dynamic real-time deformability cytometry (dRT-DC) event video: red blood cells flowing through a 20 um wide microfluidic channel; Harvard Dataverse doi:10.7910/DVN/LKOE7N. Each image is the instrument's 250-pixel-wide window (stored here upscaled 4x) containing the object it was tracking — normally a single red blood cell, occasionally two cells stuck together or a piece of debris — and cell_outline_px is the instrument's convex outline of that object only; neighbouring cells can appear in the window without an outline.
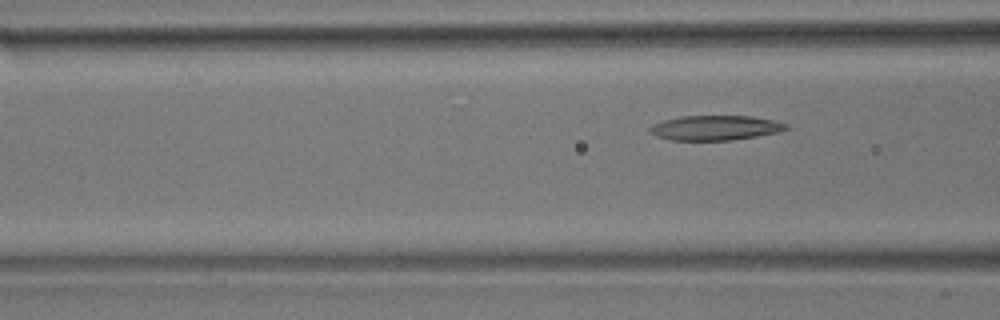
{"species": "common noctule bat (a hibernating species)", "species_latin": "Nyctalus noctula", "temperature_condition": "room temperature", "stored_images_in_passage": 8, "segment_of_instrument_passage": [2, 2], "camera_frame_rate_fps": 3000, "um_per_image_px": 0.085, "animal": {"sex": "male", "body_mass_g": 17.9}, "frame": {"image": 1, "passage_image": 8, "time_ms": 10.667, "image_size_px": [1000, 320], "cell_outline_px": [[788, 128], [780, 132], [732, 140], [672, 140], [660, 136], [652, 132], [648, 128], [652, 124], [664, 120], [680, 116], [752, 116], [772, 120], [788, 124]], "centroid_in_image_um": [60.83, 10.86], "position_along_channel_um": 105.8, "area_um2": 19.48}}